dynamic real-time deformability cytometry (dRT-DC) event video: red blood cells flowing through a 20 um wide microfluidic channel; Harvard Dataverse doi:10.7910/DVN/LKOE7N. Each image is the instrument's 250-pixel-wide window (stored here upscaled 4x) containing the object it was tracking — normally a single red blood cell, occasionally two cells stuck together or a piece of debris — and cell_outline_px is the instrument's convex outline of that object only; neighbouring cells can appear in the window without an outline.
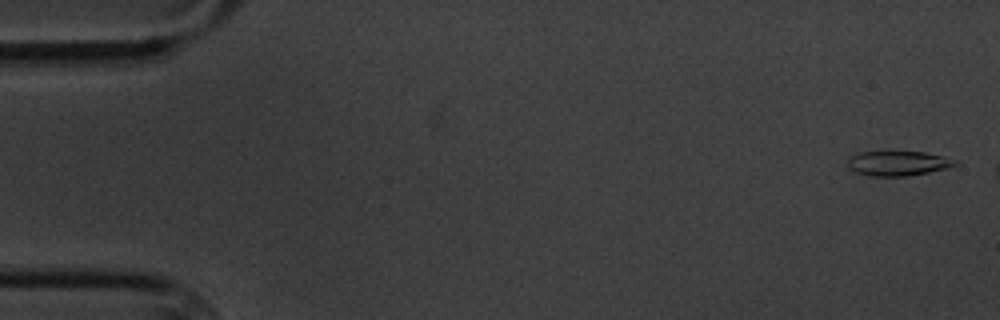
{"species": "common noctule bat (a hibernating species)", "species_latin": "Nyctalus noctula", "temperature_condition": "cold", "stored_images_in_passage": 3, "camera_frame_rate_fps": 3000, "um_per_image_px": 0.085, "animal": {"sex": "male", "body_mass_g": 20.1, "forearm_length_mm": 53.5}, "frame": {"image": 1, "passage_image": 1, "time_ms": 0.0, "image_size_px": [1000, 320], "cell_outline_px": [[960, 164], [948, 168], [908, 176], [868, 176], [856, 172], [848, 168], [848, 156], [860, 152], [924, 152], [944, 156], [956, 160]], "centroid_in_image_um": [76.33, 13.88], "position_along_channel_um": 8.7, "area_um2": 15.61}}